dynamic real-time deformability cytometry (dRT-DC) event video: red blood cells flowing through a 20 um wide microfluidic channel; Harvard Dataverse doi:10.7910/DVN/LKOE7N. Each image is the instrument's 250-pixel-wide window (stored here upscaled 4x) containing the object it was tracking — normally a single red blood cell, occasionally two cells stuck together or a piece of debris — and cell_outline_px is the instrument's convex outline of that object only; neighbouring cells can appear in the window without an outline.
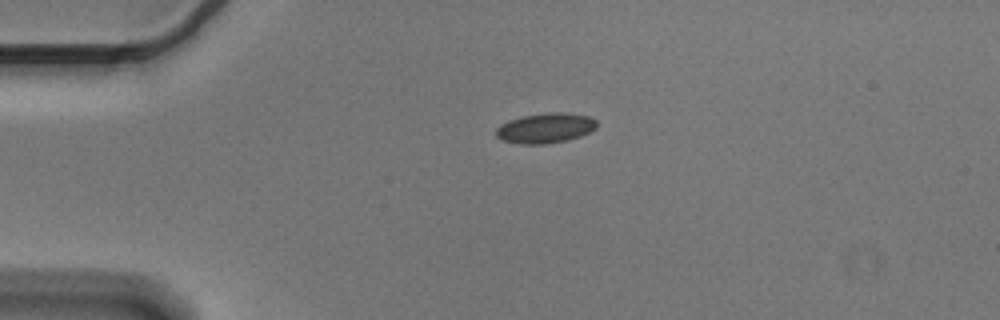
{"species": "Egyptian fruit bat (a non-hibernating species)", "species_latin": "Rousettus aegyptiacus", "temperature_condition": "cold", "stored_images_in_passage": 6, "camera_frame_rate_fps": 3000, "um_per_image_px": 0.085, "animal": {"sex": "male"}, "frame": {"image": 1, "passage_image": 6, "time_ms": 1.667, "image_size_px": [1000, 320], "cell_outline_px": [[596, 128], [580, 136], [568, 140], [544, 144], [520, 144], [504, 140], [496, 136], [496, 128], [500, 124], [508, 120], [524, 116], [548, 112], [564, 112], [588, 116], [596, 120]], "centroid_in_image_um": [46.35, 10.88], "position_along_channel_um": 38.7, "area_um2": 17.57}}